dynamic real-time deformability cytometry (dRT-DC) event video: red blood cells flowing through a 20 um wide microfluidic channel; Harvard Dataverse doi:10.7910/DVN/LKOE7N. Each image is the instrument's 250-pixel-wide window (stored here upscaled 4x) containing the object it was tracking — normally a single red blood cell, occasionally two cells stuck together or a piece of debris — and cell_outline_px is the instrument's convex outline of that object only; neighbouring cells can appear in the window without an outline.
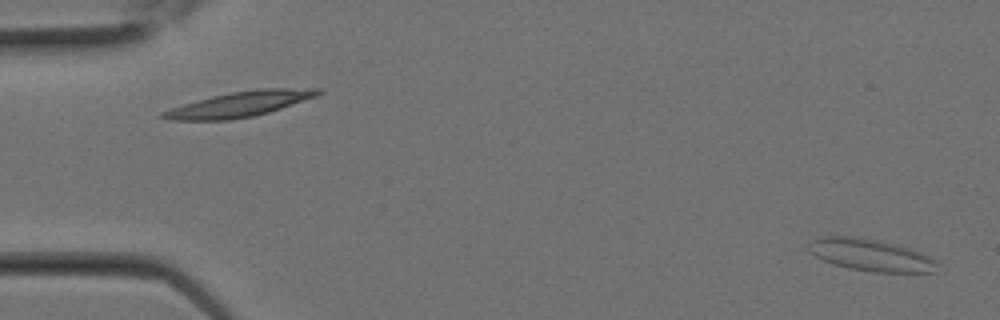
{"species": "Egyptian fruit bat (a non-hibernating species)", "species_latin": "Rousettus aegyptiacus", "temperature_condition": "room temperature", "stored_images_in_passage": 3, "camera_frame_rate_fps": 3000, "um_per_image_px": 0.085, "animal": {"sex": "female"}, "frame": {"image": 1, "passage_image": 3, "time_ms": 0.667, "image_size_px": [1000, 320], "cell_outline_px": [[940, 264], [936, 272], [872, 272], [848, 268], [832, 264], [816, 256], [808, 248], [808, 240], [820, 236], [856, 236], [896, 244], [908, 248], [928, 256], [936, 260]], "centroid_in_image_um": [73.99, 21.67], "position_along_channel_um": 11.0, "area_um2": 24.1}}